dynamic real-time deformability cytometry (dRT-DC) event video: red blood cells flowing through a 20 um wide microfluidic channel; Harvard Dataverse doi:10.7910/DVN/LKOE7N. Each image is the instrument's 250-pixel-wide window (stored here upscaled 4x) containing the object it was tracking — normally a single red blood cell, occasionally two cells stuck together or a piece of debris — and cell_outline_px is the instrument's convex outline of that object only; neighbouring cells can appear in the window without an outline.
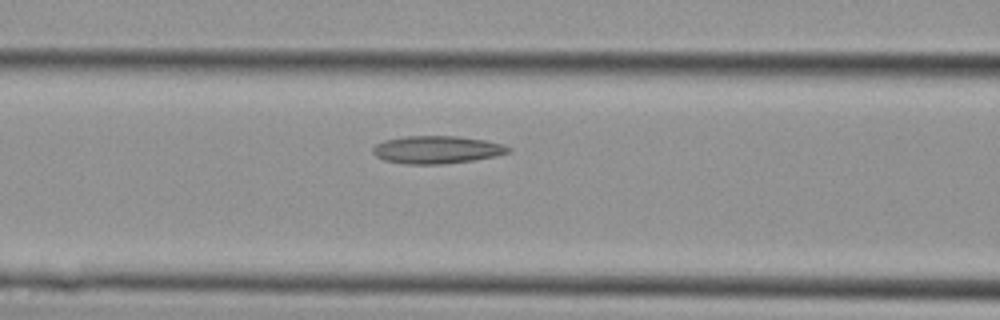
{"species": "Egyptian fruit bat (a non-hibernating species)", "species_latin": "Rousettus aegyptiacus", "temperature_condition": "cold", "stored_images_in_passage": 4, "camera_frame_rate_fps": 3000, "um_per_image_px": 0.085, "animal": {"sex": "female"}, "frame": {"image": 1, "passage_image": 4, "time_ms": 1.0, "image_size_px": [1000, 320], "cell_outline_px": [[512, 152], [496, 156], [472, 160], [444, 164], [408, 164], [384, 160], [376, 156], [372, 152], [372, 148], [376, 144], [384, 140], [404, 136], [456, 136], [484, 140], [504, 144], [512, 148]], "centroid_in_image_um": [37.15, 12.72], "position_along_channel_um": 129.4, "area_um2": 21.96}}